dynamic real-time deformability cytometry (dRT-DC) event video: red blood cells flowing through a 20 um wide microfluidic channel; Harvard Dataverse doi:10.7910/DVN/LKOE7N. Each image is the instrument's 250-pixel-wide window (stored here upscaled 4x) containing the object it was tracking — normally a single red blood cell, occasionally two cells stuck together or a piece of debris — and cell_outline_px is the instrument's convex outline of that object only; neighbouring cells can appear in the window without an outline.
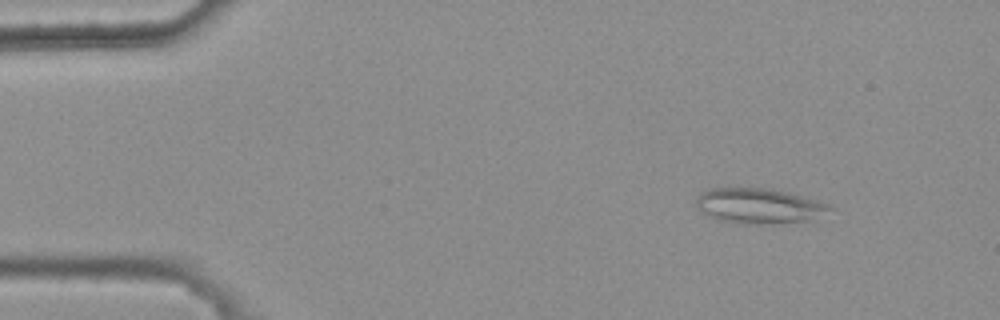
{"species": "common noctule bat (a hibernating species)", "species_latin": "Nyctalus noctula", "temperature_condition": "warm", "stored_images_in_passage": 5, "camera_frame_rate_fps": 3000, "um_per_image_px": 0.085, "animal": {"sex": "female", "body_mass_g": 25.1}, "frame": {"image": 1, "passage_image": 1, "time_ms": 0.0, "image_size_px": [1000, 320], "cell_outline_px": [[832, 208], [808, 220], [772, 224], [744, 224], [720, 220], [708, 216], [696, 208], [696, 196], [700, 192], [712, 188], [764, 188], [788, 192], [828, 204]], "centroid_in_image_um": [64.4, 17.5], "position_along_channel_um": 20.6, "area_um2": 27.11}}
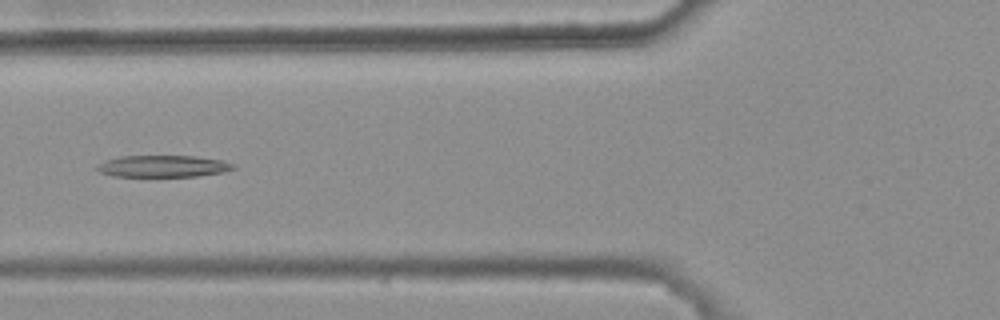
{"frame": {"image": 2, "passage_image": 5, "time_ms": 1.333, "image_size_px": [1000, 320], "cell_outline_px": [[236, 168], [224, 172], [196, 176], [116, 176], [100, 172], [96, 168], [96, 164], [104, 160], [120, 156], [196, 156], [220, 160], [236, 164]], "centroid_in_image_um": [13.86, 14.12], "position_along_channel_um": 111.9, "area_um2": 17.28}}